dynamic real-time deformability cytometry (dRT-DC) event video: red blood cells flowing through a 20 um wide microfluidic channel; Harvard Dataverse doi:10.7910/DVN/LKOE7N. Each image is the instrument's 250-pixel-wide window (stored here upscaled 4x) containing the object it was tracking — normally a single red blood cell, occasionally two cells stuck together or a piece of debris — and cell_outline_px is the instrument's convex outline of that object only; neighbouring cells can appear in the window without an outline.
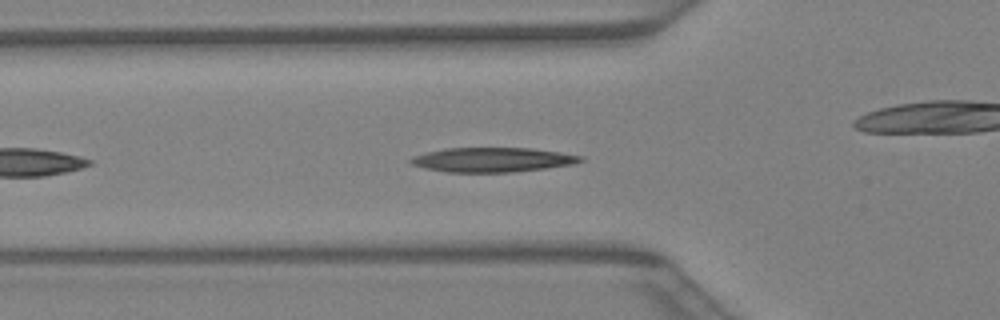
{"species": "Egyptian fruit bat (a non-hibernating species)", "species_latin": "Rousettus aegyptiacus", "temperature_condition": "warm", "stored_images_in_passage": 8, "camera_frame_rate_fps": 3000, "um_per_image_px": 0.085, "animal": {"sex": "female"}, "frame": {"image": 1, "passage_image": 5, "time_ms": 1.333, "image_size_px": [1000, 320], "cell_outline_px": [[584, 160], [572, 164], [544, 168], [512, 172], [448, 172], [424, 168], [412, 164], [408, 160], [412, 156], [424, 152], [444, 148], [532, 148], [560, 152], [584, 156]], "centroid_in_image_um": [41.82, 13.57], "position_along_channel_um": 84.0, "area_um2": 24.28}}